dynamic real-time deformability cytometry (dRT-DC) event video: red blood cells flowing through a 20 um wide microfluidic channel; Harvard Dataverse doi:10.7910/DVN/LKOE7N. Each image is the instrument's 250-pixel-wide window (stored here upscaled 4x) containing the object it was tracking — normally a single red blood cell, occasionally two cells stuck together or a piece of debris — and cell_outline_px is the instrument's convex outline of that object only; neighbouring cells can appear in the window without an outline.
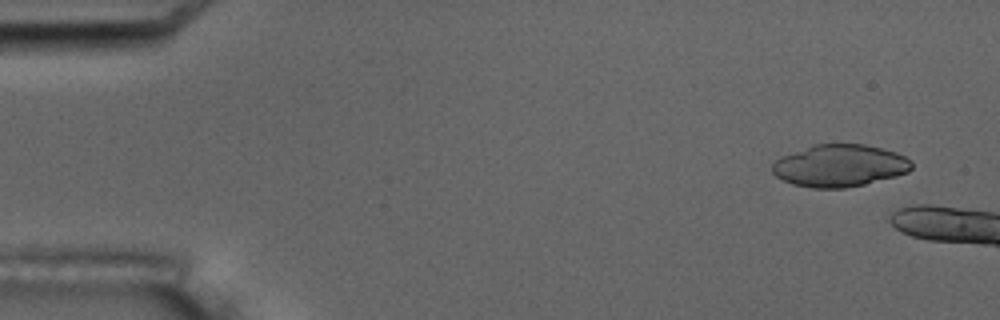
{"species": "common noctule bat (a hibernating species)", "species_latin": "Nyctalus noctula", "temperature_condition": "room temperature", "stored_images_in_passage": 4, "camera_frame_rate_fps": 3000, "um_per_image_px": 0.085, "animal": {"sex": "male", "body_mass_g": 17.5, "forearm_length_mm": 52.3}, "frame": {"image": 1, "passage_image": 1, "time_ms": 0.0, "image_size_px": [1000, 320], "cell_outline_px": [[912, 168], [908, 172], [896, 176], [864, 184], [844, 188], [812, 188], [792, 184], [776, 176], [772, 172], [772, 164], [780, 156], [816, 144], [864, 144], [896, 152], [912, 160]], "centroid_in_image_um": [71.37, 14.08], "position_along_channel_um": 13.6, "area_um2": 34.22}}